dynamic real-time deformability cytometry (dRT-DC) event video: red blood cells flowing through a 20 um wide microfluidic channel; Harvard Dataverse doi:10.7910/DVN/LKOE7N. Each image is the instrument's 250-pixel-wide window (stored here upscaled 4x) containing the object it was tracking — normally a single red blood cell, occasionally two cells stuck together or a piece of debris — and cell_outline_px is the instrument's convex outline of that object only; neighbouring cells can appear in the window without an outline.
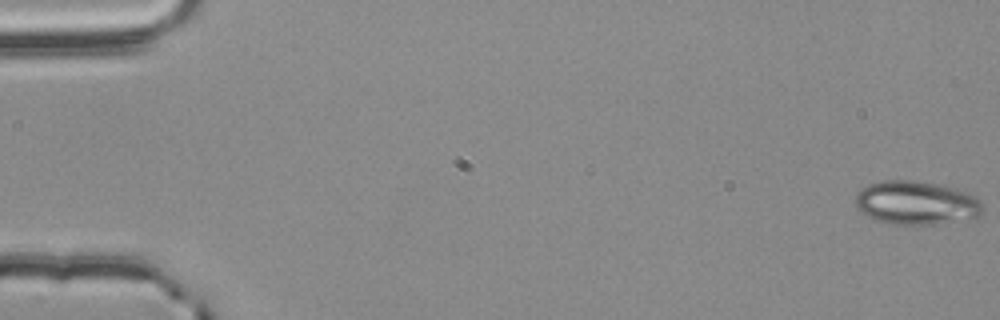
{"species": "common noctule bat (a hibernating species)", "species_latin": "Nyctalus noctula", "temperature_condition": "room temperature", "stored_images_in_passage": 56, "camera_frame_rate_fps": 3000, "um_per_image_px": 0.085, "animal": {"sex": "male", "body_mass_g": 20.4}, "frame": {"image": 1, "passage_image": 1, "time_ms": 0.0, "image_size_px": [1000, 320], "cell_outline_px": [[984, 212], [980, 216], [936, 224], [892, 224], [876, 220], [868, 216], [856, 208], [856, 192], [860, 188], [868, 184], [880, 180], [916, 180], [940, 184], [956, 188], [968, 192], [976, 196], [984, 204]], "centroid_in_image_um": [77.9, 17.22], "position_along_channel_um": 7.1, "area_um2": 32.83}}
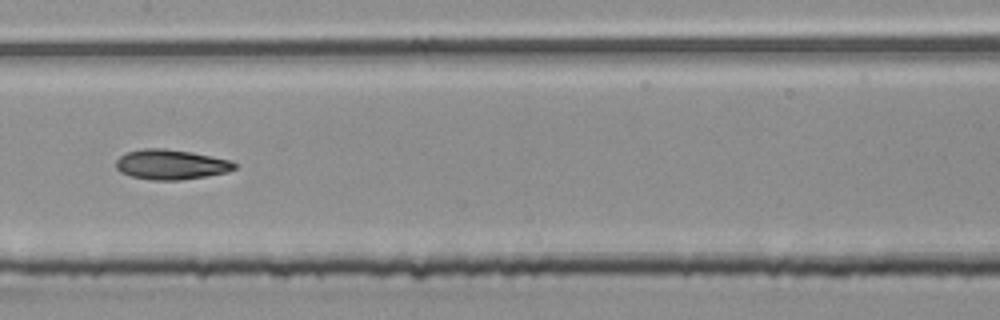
{"frame": {"image": 2, "passage_image": 29, "time_ms": 9.333, "image_size_px": [1000, 320], "cell_outline_px": [[236, 168], [228, 172], [180, 180], [152, 180], [132, 176], [120, 172], [116, 168], [116, 160], [120, 156], [128, 152], [144, 148], [164, 148], [192, 152], [228, 160], [236, 164]], "centroid_in_image_um": [14.51, 13.98], "position_along_channel_um": 192.9, "area_um2": 20.52}}
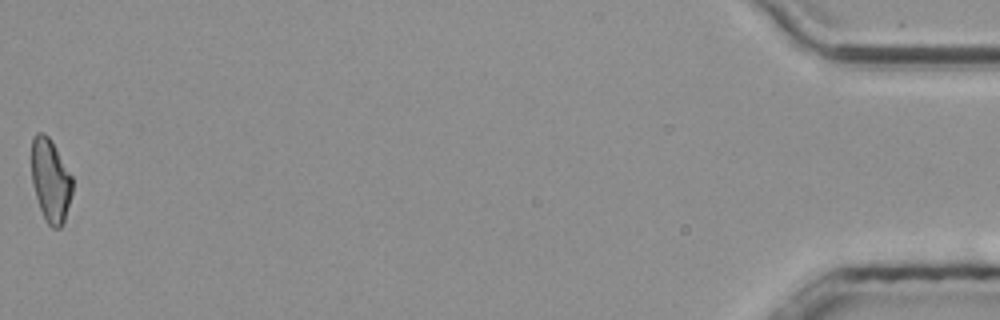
{"frame": {"image": 3, "passage_image": 56, "time_ms": 18.333, "image_size_px": [1000, 320], "cell_outline_px": [[72, 192], [64, 220], [60, 228], [52, 228], [48, 224], [40, 208], [32, 184], [32, 140], [36, 132], [44, 132], [52, 140], [72, 176]], "centroid_in_image_um": [4.29, 15.3], "position_along_channel_um": 430.9, "area_um2": 19.65}, "authors_computed_cell_mechanics": {"area_um2": 20.5479, "velocity_mm_per_s": 3.8073, "shape_relaxation_time_tau1_ms": null, "shape_relaxation_time_tau2_ms": 4.5565, "deformation_change_tau1": null, "deformation_change_tau2": 0.1085}}